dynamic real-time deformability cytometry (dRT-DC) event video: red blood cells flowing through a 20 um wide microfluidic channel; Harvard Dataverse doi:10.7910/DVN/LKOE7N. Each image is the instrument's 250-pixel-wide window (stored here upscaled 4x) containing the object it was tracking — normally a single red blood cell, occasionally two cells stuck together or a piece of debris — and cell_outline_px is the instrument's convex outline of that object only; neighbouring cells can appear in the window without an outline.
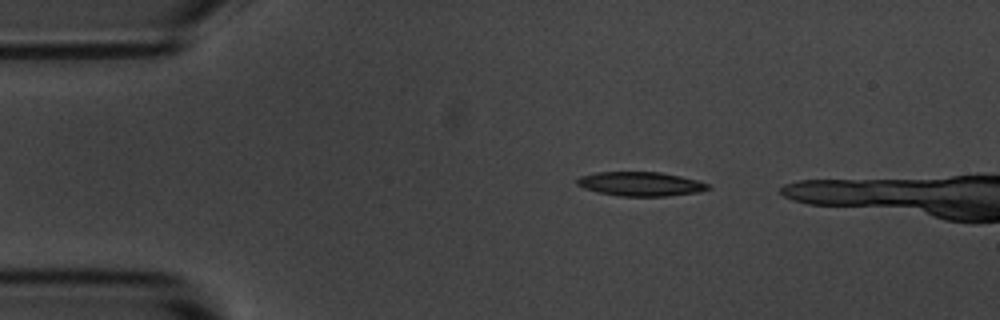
{"species": "common noctule bat (a hibernating species)", "species_latin": "Nyctalus noctula", "temperature_condition": "room temperature", "stored_images_in_passage": 36, "camera_frame_rate_fps": 3000, "um_per_image_px": 0.085, "animal": {"sex": "male", "body_mass_g": 20.1, "forearm_length_mm": 53.5}, "frame": {"image": 1, "passage_image": 1, "time_ms": 0.0, "image_size_px": [1000, 320], "cell_outline_px": [[712, 188], [700, 192], [668, 196], [620, 196], [596, 192], [584, 188], [576, 184], [576, 180], [580, 176], [596, 172], [660, 172], [680, 176], [696, 180], [708, 184]], "centroid_in_image_um": [54.44, 15.64], "position_along_channel_um": 30.6, "area_um2": 18.5}}
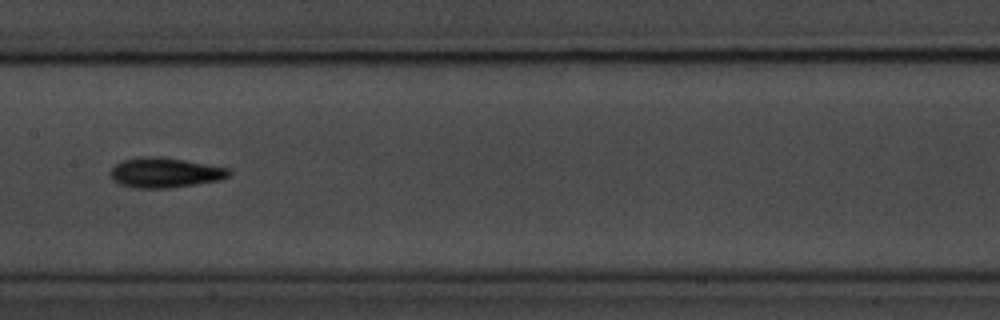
{"frame": {"image": 2, "passage_image": 18, "time_ms": 5.667, "image_size_px": [1000, 320], "cell_outline_px": [[232, 172], [228, 176], [220, 180], [168, 188], [132, 188], [120, 184], [112, 180], [108, 172], [116, 164], [124, 160], [140, 156], [160, 156], [232, 168]], "centroid_in_image_um": [14.01, 14.67], "position_along_channel_um": 193.4, "area_um2": 20.92}}
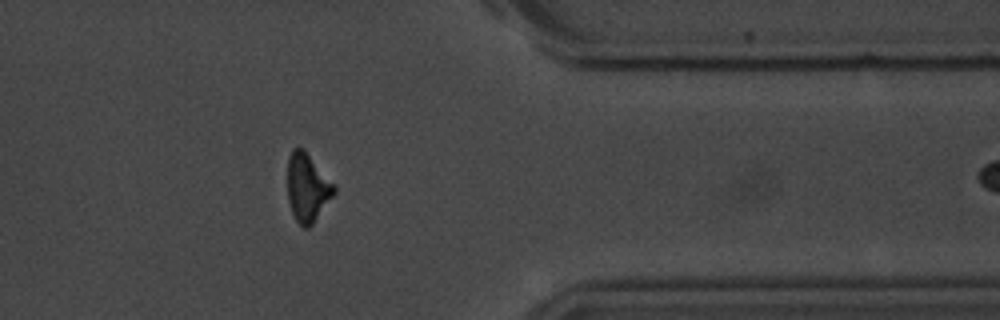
{"frame": {"image": 3, "passage_image": 35, "time_ms": 11.333, "image_size_px": [1000, 320], "cell_outline_px": [[336, 192], [312, 224], [308, 228], [304, 228], [296, 220], [292, 212], [288, 200], [288, 156], [292, 148], [300, 148], [336, 184]], "centroid_in_image_um": [26.13, 15.97], "position_along_channel_um": 385.3, "area_um2": 18.21}}